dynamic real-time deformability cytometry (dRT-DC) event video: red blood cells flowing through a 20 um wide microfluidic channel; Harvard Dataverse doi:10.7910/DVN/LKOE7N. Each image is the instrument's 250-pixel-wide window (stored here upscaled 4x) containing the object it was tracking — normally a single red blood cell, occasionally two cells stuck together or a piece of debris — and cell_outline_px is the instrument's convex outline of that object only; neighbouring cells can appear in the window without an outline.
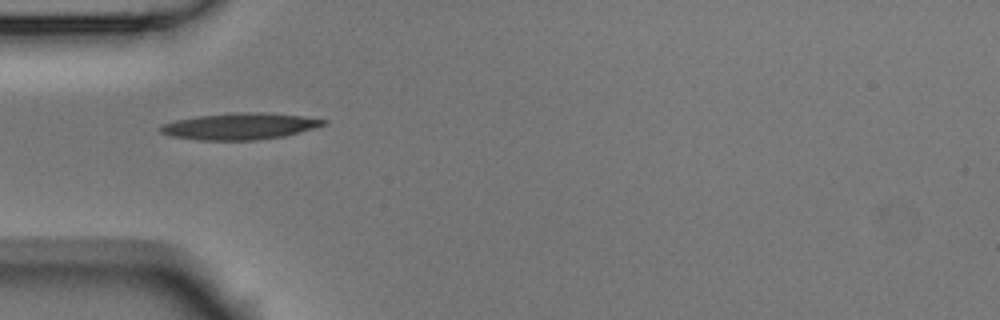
{"species": "Egyptian fruit bat (a non-hibernating species)", "species_latin": "Rousettus aegyptiacus", "temperature_condition": "room temperature", "stored_images_in_passage": 5, "camera_frame_rate_fps": 3000, "um_per_image_px": 0.085, "animal": {"sex": "male"}, "frame": {"image": 1, "passage_image": 1, "time_ms": 0.0, "image_size_px": [1000, 320], "cell_outline_px": [[328, 124], [316, 128], [284, 136], [256, 140], [196, 140], [172, 136], [160, 132], [160, 124], [176, 120], [200, 116], [232, 112], [268, 112], [300, 116], [328, 120]], "centroid_in_image_um": [20.41, 10.73], "position_along_channel_um": 64.6, "area_um2": 25.32}}
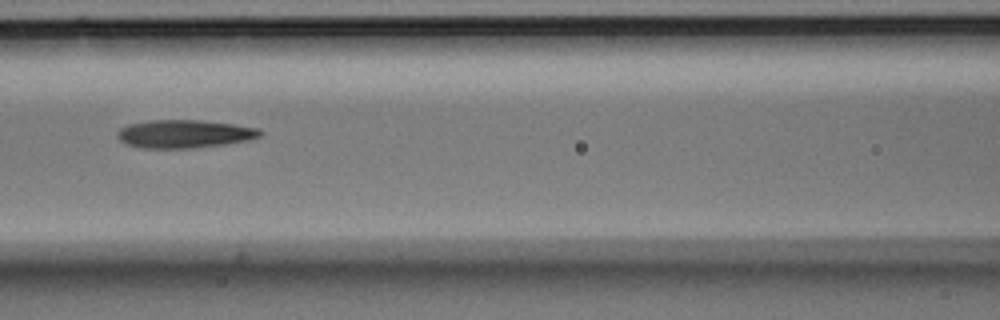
{"frame": {"image": 2, "passage_image": 3, "time_ms": 0.667, "image_size_px": [1000, 320], "cell_outline_px": [[264, 132], [260, 136], [248, 140], [224, 144], [192, 148], [144, 148], [124, 144], [116, 136], [116, 132], [120, 128], [128, 124], [148, 120], [200, 120], [232, 124], [260, 128]], "centroid_in_image_um": [15.64, 11.37], "position_along_channel_um": 151.0, "area_um2": 23.52}}
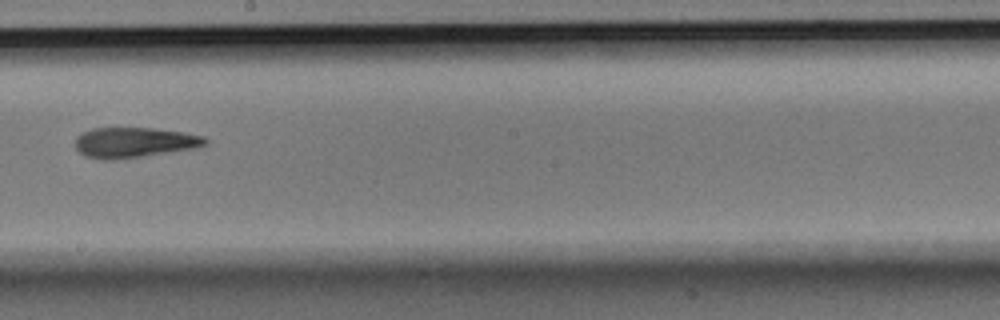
{"frame": {"image": 3, "passage_image": 5, "time_ms": 1.333, "image_size_px": [1000, 320], "cell_outline_px": [[208, 144], [196, 148], [116, 160], [100, 160], [84, 156], [76, 148], [76, 136], [92, 128], [152, 128], [184, 132], [204, 136], [208, 140]], "centroid_in_image_um": [11.41, 12.11], "position_along_channel_um": 236.8, "area_um2": 23.06}}